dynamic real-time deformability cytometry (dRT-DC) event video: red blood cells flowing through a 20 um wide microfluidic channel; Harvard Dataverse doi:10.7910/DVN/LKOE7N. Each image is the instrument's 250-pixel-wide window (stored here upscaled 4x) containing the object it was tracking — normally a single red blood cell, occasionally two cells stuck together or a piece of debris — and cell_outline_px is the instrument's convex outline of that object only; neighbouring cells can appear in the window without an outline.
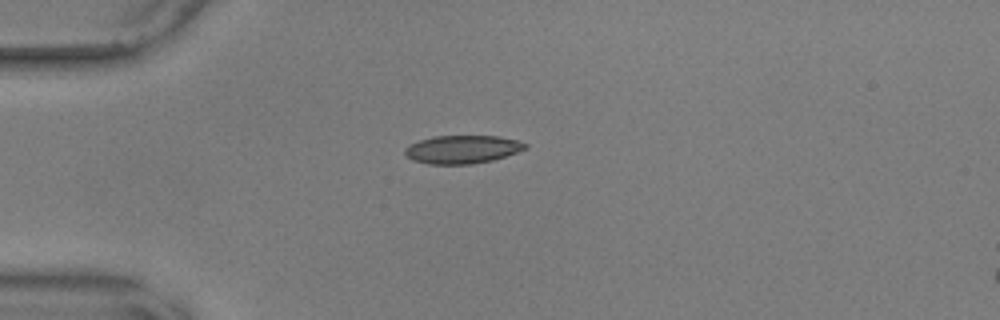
{"species": "common noctule bat (a hibernating species)", "species_latin": "Nyctalus noctula", "temperature_condition": "warm", "stored_images_in_passage": 32, "camera_frame_rate_fps": 3000, "um_per_image_px": 0.085, "animal": {"sex": "male", "body_mass_g": 17.9, "forearm_length_mm": 54.2}, "frame": {"image": 1, "passage_image": 1, "time_ms": 0.0, "image_size_px": [1000, 320], "cell_outline_px": [[528, 148], [492, 160], [472, 164], [428, 164], [412, 160], [404, 156], [404, 148], [420, 140], [432, 136], [496, 136], [516, 140], [528, 144]], "centroid_in_image_um": [39.26, 12.7], "position_along_channel_um": 45.7, "area_um2": 19.71}}
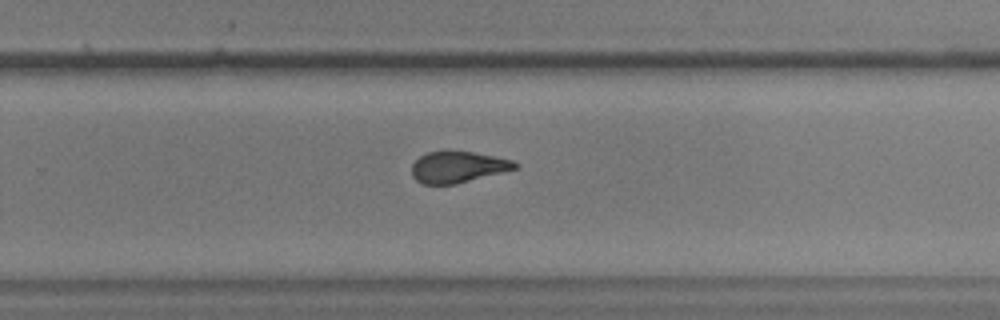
{"frame": {"image": 2, "passage_image": 23, "time_ms": 7.333, "image_size_px": [1000, 320], "cell_outline_px": [[520, 164], [516, 168], [456, 184], [424, 184], [416, 180], [412, 176], [412, 164], [420, 156], [428, 152], [448, 148], [472, 152], [512, 160]], "centroid_in_image_um": [38.87, 14.16], "position_along_channel_um": 290.9, "area_um2": 19.02}}
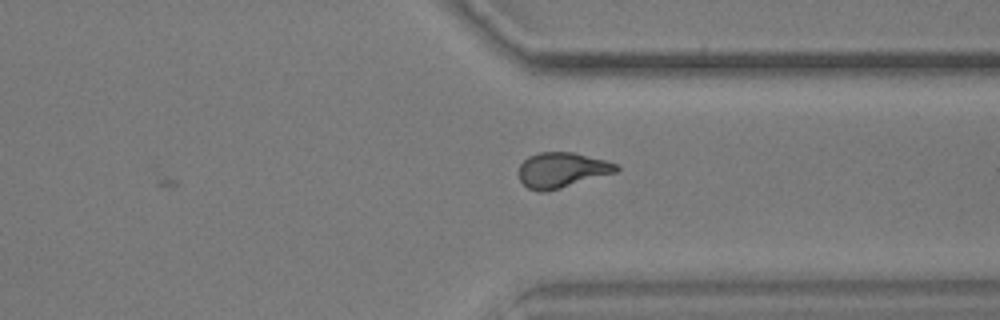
{"frame": {"image": 3, "passage_image": 29, "time_ms": 9.333, "image_size_px": [1000, 320], "cell_outline_px": [[620, 168], [616, 172], [560, 188], [544, 192], [540, 192], [528, 188], [520, 180], [520, 164], [528, 156], [540, 152], [572, 152], [620, 164]], "centroid_in_image_um": [47.77, 14.45], "position_along_channel_um": 363.6, "area_um2": 19.83}, "authors_computed_cell_mechanics": {"area_um2": 19.9121, "velocity_mm_per_s": 3.6262, "shape_relaxation_time_tau1_ms": 6.3988, "shape_relaxation_time_tau2_ms": 1.4053, "deformation_change_tau1": 0.1726, "deformation_change_tau2": 0.077}}